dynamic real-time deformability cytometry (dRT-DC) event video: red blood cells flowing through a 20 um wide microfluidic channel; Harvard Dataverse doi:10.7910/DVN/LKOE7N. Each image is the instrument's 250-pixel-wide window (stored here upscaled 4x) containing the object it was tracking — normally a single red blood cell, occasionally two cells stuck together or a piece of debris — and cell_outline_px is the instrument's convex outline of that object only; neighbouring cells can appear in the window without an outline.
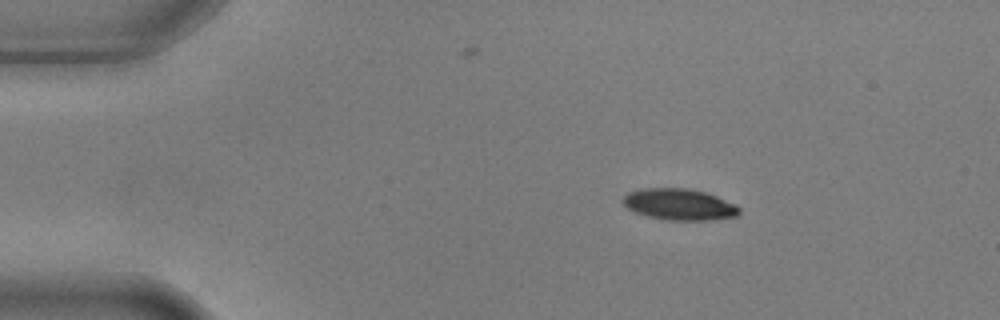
{"species": "common noctule bat (a hibernating species)", "species_latin": "Nyctalus noctula", "temperature_condition": "warm", "stored_images_in_passage": 4, "camera_frame_rate_fps": 3000, "um_per_image_px": 0.085, "animal": {"sex": "male", "body_mass_g": 17.9, "forearm_length_mm": 54.2}, "frame": {"image": 1, "passage_image": 1, "time_ms": 0.0, "image_size_px": [1000, 320], "cell_outline_px": [[740, 212], [736, 216], [708, 220], [664, 220], [648, 216], [636, 212], [628, 208], [620, 200], [628, 192], [644, 188], [688, 188], [704, 192], [716, 196], [736, 204], [740, 208]], "centroid_in_image_um": [57.73, 17.37], "position_along_channel_um": 27.3, "area_um2": 21.21}}
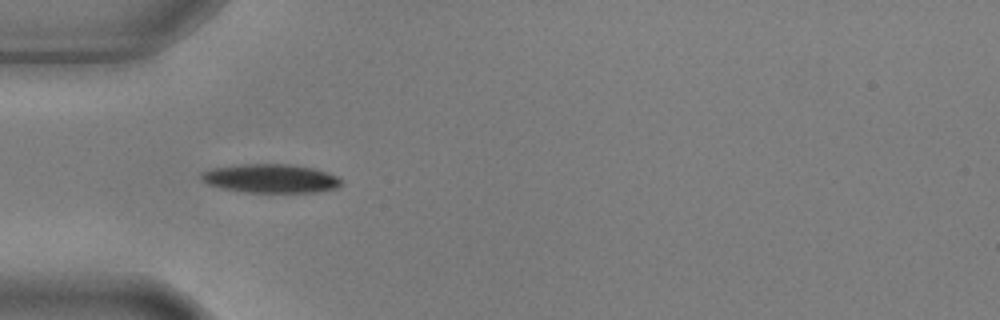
{"frame": {"image": 2, "passage_image": 3, "time_ms": 0.667, "image_size_px": [1000, 320], "cell_outline_px": [[340, 184], [336, 188], [316, 192], [244, 192], [220, 188], [208, 184], [200, 176], [200, 172], [212, 168], [236, 164], [288, 164], [312, 168], [328, 172], [336, 176], [340, 180]], "centroid_in_image_um": [22.96, 15.16], "position_along_channel_um": 62.0, "area_um2": 23.41}}
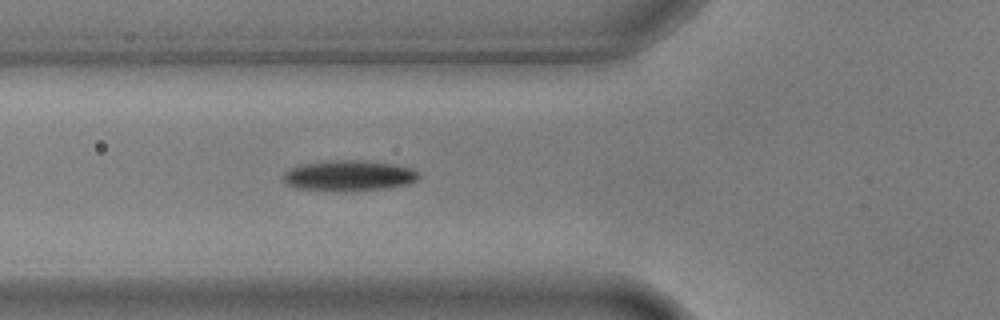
{"frame": {"image": 3, "passage_image": 4, "time_ms": 1.0, "image_size_px": [1000, 320], "cell_outline_px": [[420, 176], [412, 184], [384, 188], [344, 192], [296, 188], [288, 184], [284, 180], [284, 172], [288, 168], [300, 164], [324, 160], [364, 160], [392, 164], [412, 168], [420, 172]], "centroid_in_image_um": [29.66, 14.92], "position_along_channel_um": 96.1, "area_um2": 24.62}}